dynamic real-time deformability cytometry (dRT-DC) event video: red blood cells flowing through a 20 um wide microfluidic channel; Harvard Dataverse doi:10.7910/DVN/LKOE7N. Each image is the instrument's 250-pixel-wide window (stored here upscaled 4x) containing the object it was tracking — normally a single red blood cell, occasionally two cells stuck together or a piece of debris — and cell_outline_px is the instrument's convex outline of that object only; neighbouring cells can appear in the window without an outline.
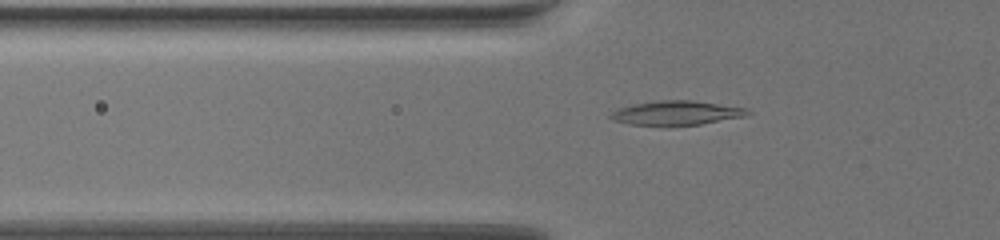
{"species": "common noctule bat (a hibernating species)", "species_latin": "Nyctalus noctula", "temperature_condition": "warm", "stored_images_in_passage": 47, "camera_frame_rate_fps": 3000, "um_per_image_px": 0.085, "animal": {"sex": "female", "body_mass_g": 19.5, "forearm_length_mm": 54.1}, "frame": {"image": 1, "passage_image": 4, "time_ms": 1.0, "image_size_px": [1000, 240], "cell_outline_px": [[752, 112], [748, 116], [700, 124], [628, 124], [612, 120], [608, 116], [616, 108], [632, 104], [660, 100], [692, 100], [748, 108]], "centroid_in_image_um": [57.52, 9.58], "position_along_channel_um": 68.3, "area_um2": 19.19}}
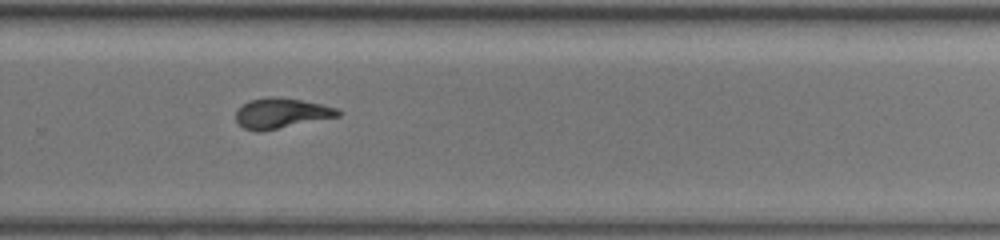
{"frame": {"image": 2, "passage_image": 27, "time_ms": 8.667, "image_size_px": [1000, 240], "cell_outline_px": [[340, 116], [260, 132], [256, 132], [244, 128], [236, 120], [236, 108], [248, 100], [268, 96], [280, 96], [320, 104], [336, 108], [340, 112]], "centroid_in_image_um": [23.85, 9.61], "position_along_channel_um": 306.0, "area_um2": 18.09}}
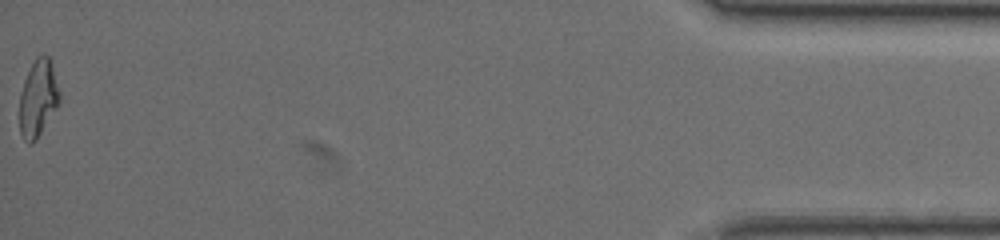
{"frame": {"image": 3, "passage_image": 47, "time_ms": 15.333, "image_size_px": [1000, 240], "cell_outline_px": [[60, 100], [56, 108], [36, 140], [32, 144], [28, 144], [24, 140], [20, 132], [20, 92], [24, 80], [36, 56], [44, 52], [52, 60], [60, 92]], "centroid_in_image_um": [3.25, 8.31], "position_along_channel_um": 432.0, "area_um2": 18.09}}